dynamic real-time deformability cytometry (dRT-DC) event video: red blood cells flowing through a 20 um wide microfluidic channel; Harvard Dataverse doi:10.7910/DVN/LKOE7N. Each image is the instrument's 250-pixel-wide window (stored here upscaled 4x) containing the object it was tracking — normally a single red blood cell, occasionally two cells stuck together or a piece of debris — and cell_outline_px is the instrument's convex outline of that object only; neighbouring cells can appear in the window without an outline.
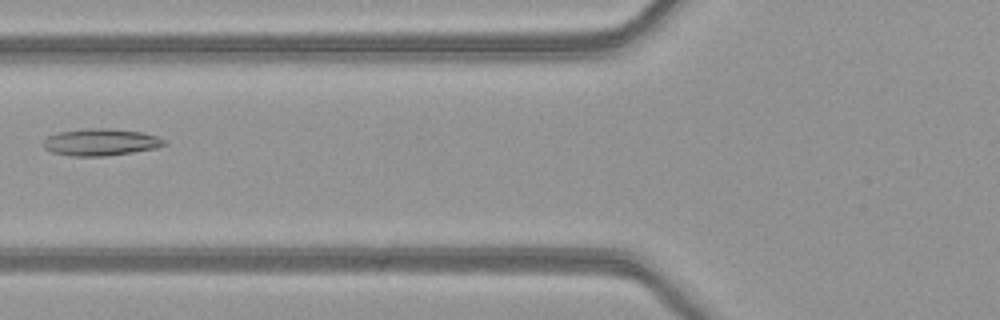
{"species": "common noctule bat (a hibernating species)", "species_latin": "Nyctalus noctula", "temperature_condition": "warm", "stored_images_in_passage": 7, "camera_frame_rate_fps": 3000, "um_per_image_px": 0.085, "animal": {"sex": "female", "body_mass_g": 21.9}, "frame": {"image": 1, "passage_image": 6, "time_ms": 1.667, "image_size_px": [1000, 320], "cell_outline_px": [[168, 144], [156, 148], [132, 152], [104, 156], [72, 156], [52, 152], [44, 148], [44, 140], [48, 136], [60, 132], [84, 128], [112, 128], [140, 132], [156, 136], [164, 140]], "centroid_in_image_um": [8.56, 12.08], "position_along_channel_um": 117.2, "area_um2": 18.9}}
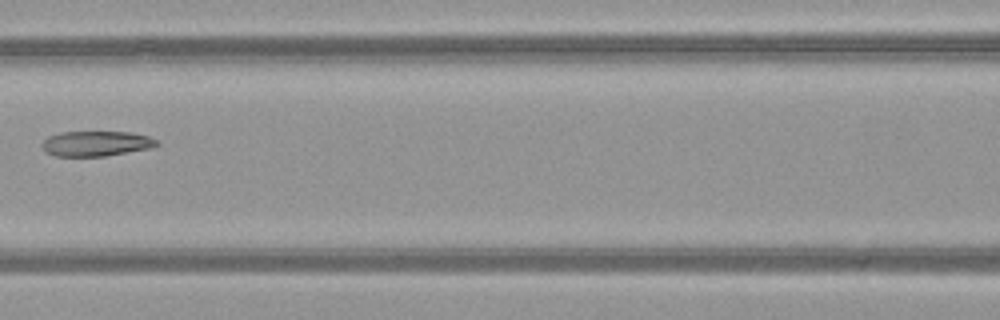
{"frame": {"image": 2, "passage_image": 7, "time_ms": 2.0, "image_size_px": [1000, 320], "cell_outline_px": [[160, 144], [148, 148], [104, 156], [56, 156], [44, 152], [40, 144], [48, 136], [60, 132], [128, 132], [148, 136], [156, 140]], "centroid_in_image_um": [8.1, 12.2], "position_along_channel_um": 158.5, "area_um2": 16.7}}